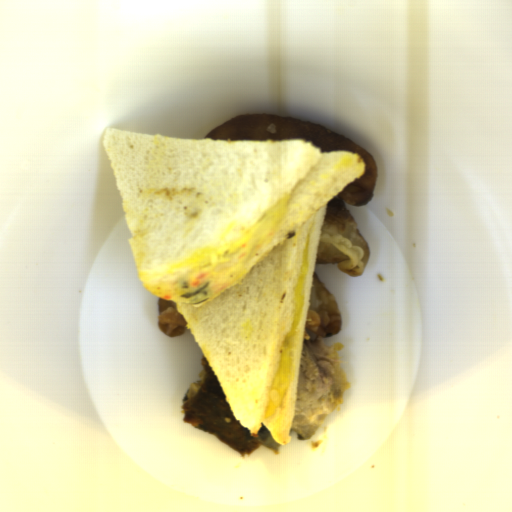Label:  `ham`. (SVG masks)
Instances as JSON below:
<instances>
[{"label":"ham","instance_id":"obj_2","mask_svg":"<svg viewBox=\"0 0 512 512\" xmlns=\"http://www.w3.org/2000/svg\"><path fill=\"white\" fill-rule=\"evenodd\" d=\"M171 297H172L171 295H165L163 299H164V300H170V299H171Z\"/></svg>","mask_w":512,"mask_h":512},{"label":"ham","instance_id":"obj_1","mask_svg":"<svg viewBox=\"0 0 512 512\" xmlns=\"http://www.w3.org/2000/svg\"><path fill=\"white\" fill-rule=\"evenodd\" d=\"M205 277H206V274H203V275L198 276V277H197V279H196V282H193L192 284H190V285H191V287L200 286V285H201V283H202V281H203V279H204Z\"/></svg>","mask_w":512,"mask_h":512}]
</instances>
